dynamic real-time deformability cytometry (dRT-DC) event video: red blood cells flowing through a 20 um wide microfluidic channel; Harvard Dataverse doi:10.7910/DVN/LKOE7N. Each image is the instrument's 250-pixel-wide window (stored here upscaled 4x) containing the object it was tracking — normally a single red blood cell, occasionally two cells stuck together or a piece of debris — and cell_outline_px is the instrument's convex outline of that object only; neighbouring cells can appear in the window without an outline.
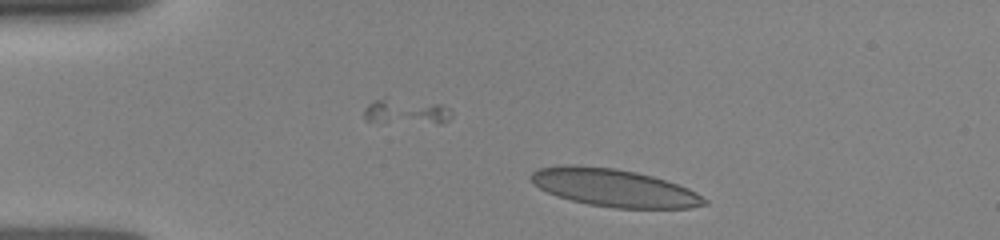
{"species": "human", "species_latin": "Homo sapiens", "temperature_condition": "room temperature", "stored_images_in_passage": 28, "camera_frame_rate_fps": 3000, "um_per_image_px": 0.085, "donor": {"sex": "female"}, "frame": {"image": 1, "passage_image": 2, "time_ms": 0.667, "image_size_px": [1000, 240], "cell_outline_px": [[708, 204], [688, 208], [616, 208], [588, 204], [556, 196], [532, 184], [528, 176], [532, 172], [540, 168], [560, 164], [576, 164], [616, 168], [636, 172], [652, 176], [688, 188], [696, 192], [708, 200]], "centroid_in_image_um": [52.15, 15.95], "position_along_channel_um": 32.9, "area_um2": 38.26}}
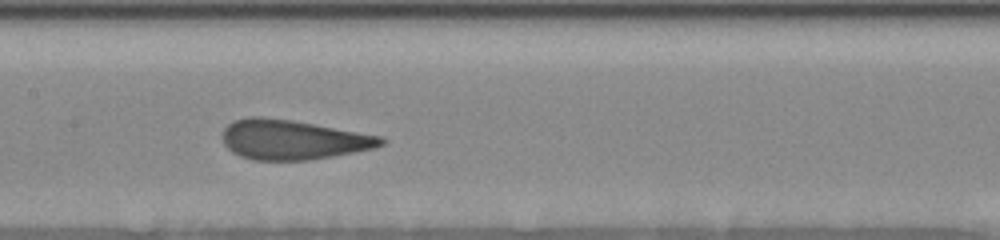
{"frame": {"image": 2, "passage_image": 12, "time_ms": 5.667, "image_size_px": [1000, 240], "cell_outline_px": [[388, 140], [384, 144], [376, 148], [356, 152], [308, 160], [252, 160], [240, 156], [232, 152], [224, 144], [224, 128], [232, 120], [248, 116], [260, 116], [292, 120], [384, 136]], "centroid_in_image_um": [24.93, 11.87], "position_along_channel_um": 182.5, "area_um2": 36.99}}
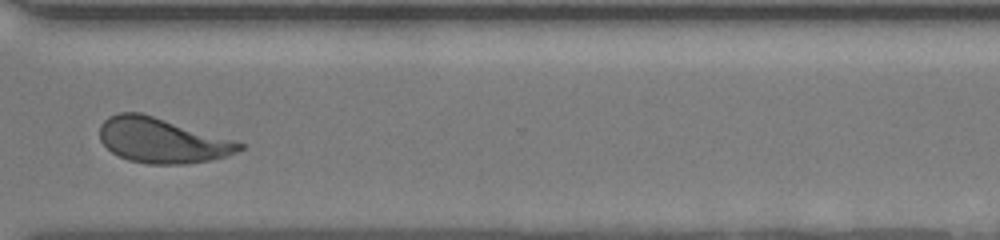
{"frame": {"image": 3, "passage_image": 23, "time_ms": 10.0, "image_size_px": [1000, 240], "cell_outline_px": [[244, 148], [236, 152], [224, 156], [208, 160], [188, 164], [148, 164], [128, 160], [112, 152], [100, 140], [100, 124], [108, 116], [120, 112], [140, 112], [240, 140], [244, 144]], "centroid_in_image_um": [13.82, 11.92], "position_along_channel_um": 356.8, "area_um2": 37.05}}